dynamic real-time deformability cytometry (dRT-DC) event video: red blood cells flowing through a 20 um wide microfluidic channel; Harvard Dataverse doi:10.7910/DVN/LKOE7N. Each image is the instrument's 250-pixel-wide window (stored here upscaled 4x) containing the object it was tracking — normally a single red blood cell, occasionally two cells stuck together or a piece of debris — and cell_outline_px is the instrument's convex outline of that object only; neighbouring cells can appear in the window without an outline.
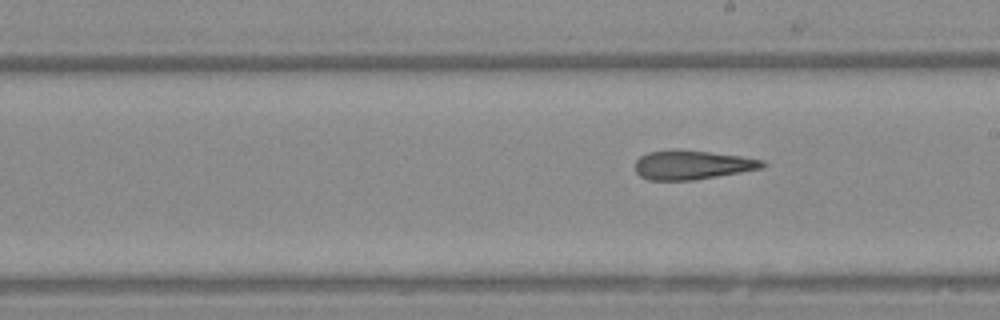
{"species": "Egyptian fruit bat (a non-hibernating species)", "species_latin": "Rousettus aegyptiacus", "temperature_condition": "warm", "stored_images_in_passage": 6, "segment_of_instrument_passage": [2, 2], "camera_frame_rate_fps": 3000, "um_per_image_px": 0.085, "animal": {"sex": "female"}, "frame": {"image": 1, "passage_image": 6, "time_ms": 6.667, "image_size_px": [1000, 320], "cell_outline_px": [[768, 164], [760, 168], [740, 172], [692, 180], [648, 180], [640, 176], [636, 172], [636, 160], [640, 156], [648, 152], [672, 148], [680, 148], [740, 156], [764, 160]], "centroid_in_image_um": [58.8, 13.99], "position_along_channel_um": 230.2, "area_um2": 21.73}}